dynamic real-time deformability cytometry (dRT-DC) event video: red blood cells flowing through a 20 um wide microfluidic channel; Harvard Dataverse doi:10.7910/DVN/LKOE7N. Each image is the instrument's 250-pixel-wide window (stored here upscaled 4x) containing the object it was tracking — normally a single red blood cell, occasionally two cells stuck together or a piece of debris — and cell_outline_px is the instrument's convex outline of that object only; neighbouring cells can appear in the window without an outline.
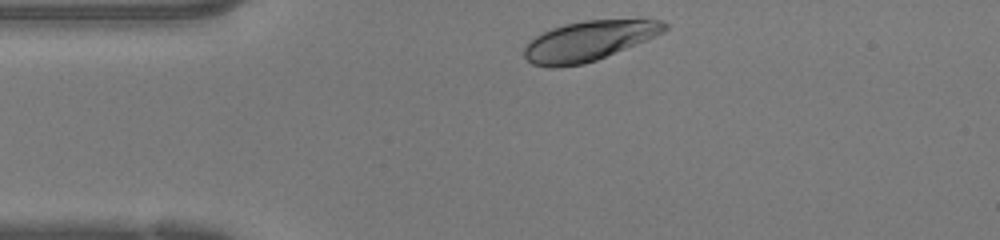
{"species": "human", "species_latin": "Homo sapiens", "temperature_condition": "warm", "stored_images_in_passage": 31, "camera_frame_rate_fps": 3000, "um_per_image_px": 0.085, "donor": {"sex": "female"}, "frame": {"image": 1, "passage_image": 1, "time_ms": 0.0, "image_size_px": [1000, 240], "cell_outline_px": [[668, 28], [664, 32], [596, 60], [584, 64], [556, 68], [552, 68], [532, 64], [524, 56], [524, 48], [536, 36], [552, 28], [564, 24], [584, 20], [664, 20], [668, 24]], "centroid_in_image_um": [50.03, 3.48], "position_along_channel_um": 35.0, "area_um2": 32.19}}
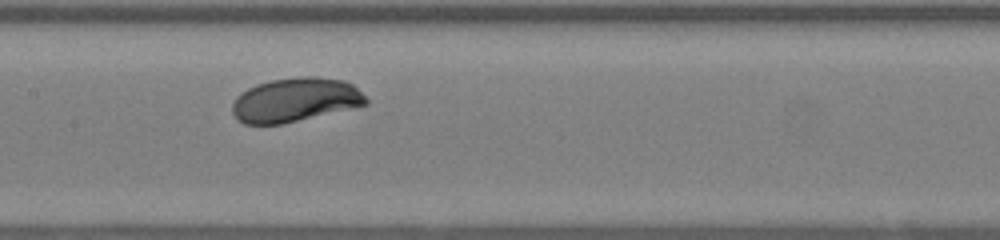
{"frame": {"image": 2, "passage_image": 14, "time_ms": 4.333, "image_size_px": [1000, 240], "cell_outline_px": [[368, 104], [280, 124], [244, 124], [236, 120], [232, 112], [232, 104], [236, 96], [248, 88], [256, 84], [272, 80], [300, 76], [312, 76], [344, 80], [352, 84], [368, 100]], "centroid_in_image_um": [25.05, 8.48], "position_along_channel_um": 182.4, "area_um2": 34.04}}
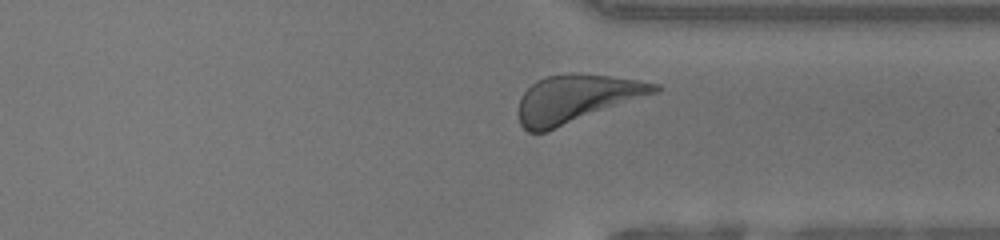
{"frame": {"image": 3, "passage_image": 27, "time_ms": 8.667, "image_size_px": [1000, 240], "cell_outline_px": [[660, 88], [656, 92], [544, 132], [528, 132], [520, 124], [516, 112], [520, 96], [536, 80], [548, 76], [608, 76], [640, 80], [660, 84]], "centroid_in_image_um": [48.91, 8.42], "position_along_channel_um": 362.5, "area_um2": 36.53}, "authors_computed_cell_mechanics": {"area_um2": 34.5066, "velocity_mm_per_s": 4.1708, "shape_relaxation_time_tau1_ms": 1.4036, "shape_relaxation_time_tau2_ms": null, "deformation_change_tau1": 0.126, "deformation_change_tau2": null}}